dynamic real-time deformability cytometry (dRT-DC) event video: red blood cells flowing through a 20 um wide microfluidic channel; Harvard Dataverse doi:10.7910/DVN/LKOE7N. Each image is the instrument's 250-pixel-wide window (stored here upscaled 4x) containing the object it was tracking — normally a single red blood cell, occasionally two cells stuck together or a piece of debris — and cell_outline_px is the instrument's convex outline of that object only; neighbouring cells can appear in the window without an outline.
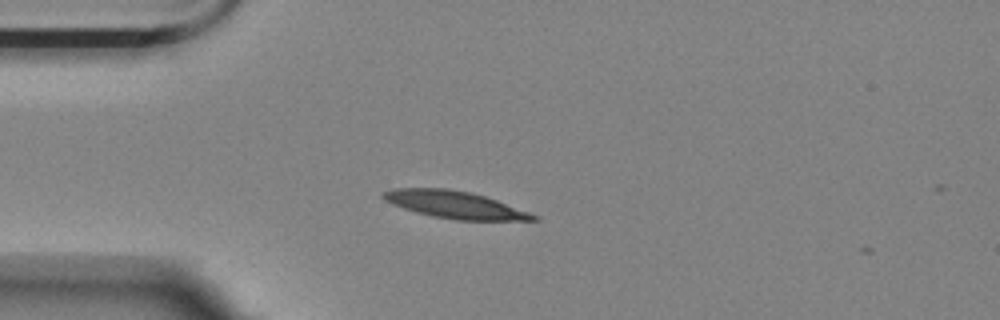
{"species": "Egyptian fruit bat (a non-hibernating species)", "species_latin": "Rousettus aegyptiacus", "temperature_condition": "room temperature", "stored_images_in_passage": 32, "camera_frame_rate_fps": 3000, "um_per_image_px": 0.085, "animal": {"sex": "female"}, "frame": {"image": 1, "passage_image": 3, "time_ms": 0.667, "image_size_px": [1000, 320], "cell_outline_px": [[540, 220], [456, 220], [432, 216], [416, 212], [392, 204], [384, 200], [380, 196], [380, 192], [392, 188], [448, 188], [472, 192], [496, 200], [540, 216]], "centroid_in_image_um": [38.62, 17.39], "position_along_channel_um": 46.4, "area_um2": 23.93}}
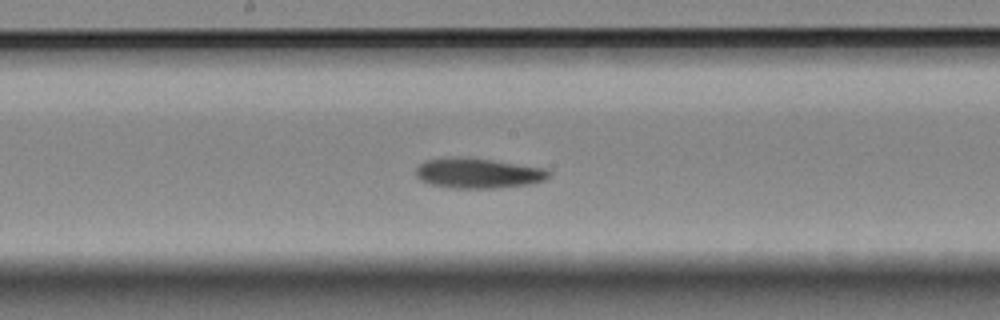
{"frame": {"image": 2, "passage_image": 18, "time_ms": 5.667, "image_size_px": [1000, 320], "cell_outline_px": [[552, 172], [544, 180], [528, 184], [496, 188], [448, 188], [428, 184], [420, 180], [416, 176], [416, 168], [420, 164], [428, 160], [452, 156], [460, 156], [492, 160], [548, 168]], "centroid_in_image_um": [40.62, 14.72], "position_along_channel_um": 207.6, "area_um2": 23.58}}
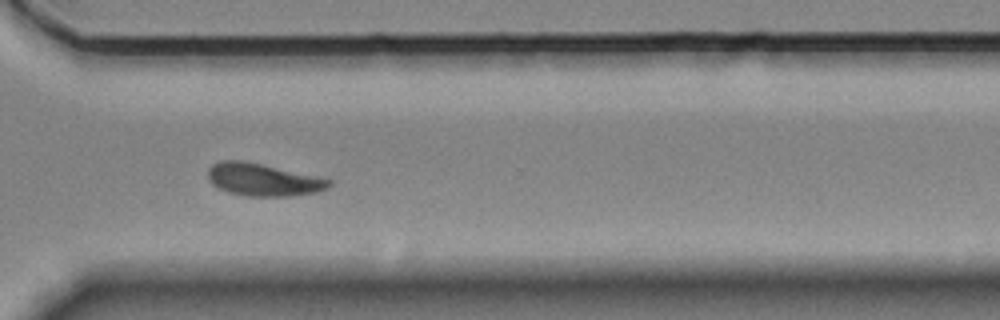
{"frame": {"image": 3, "passage_image": 30, "time_ms": 9.667, "image_size_px": [1000, 320], "cell_outline_px": [[332, 184], [328, 188], [316, 192], [292, 196], [248, 196], [228, 192], [212, 184], [208, 180], [208, 168], [212, 164], [220, 160], [240, 160], [260, 164], [316, 176], [332, 180]], "centroid_in_image_um": [22.34, 15.28], "position_along_channel_um": 348.3, "area_um2": 22.77}, "authors_computed_cell_mechanics": {"area_um2": 22.9755, "velocity_mm_per_s": 3.5157, "shape_relaxation_time_tau1_ms": 6.3896, "shape_relaxation_time_tau2_ms": 2.2802, "deformation_change_tau1": 0.1778, "deformation_change_tau2": 0.0742}}